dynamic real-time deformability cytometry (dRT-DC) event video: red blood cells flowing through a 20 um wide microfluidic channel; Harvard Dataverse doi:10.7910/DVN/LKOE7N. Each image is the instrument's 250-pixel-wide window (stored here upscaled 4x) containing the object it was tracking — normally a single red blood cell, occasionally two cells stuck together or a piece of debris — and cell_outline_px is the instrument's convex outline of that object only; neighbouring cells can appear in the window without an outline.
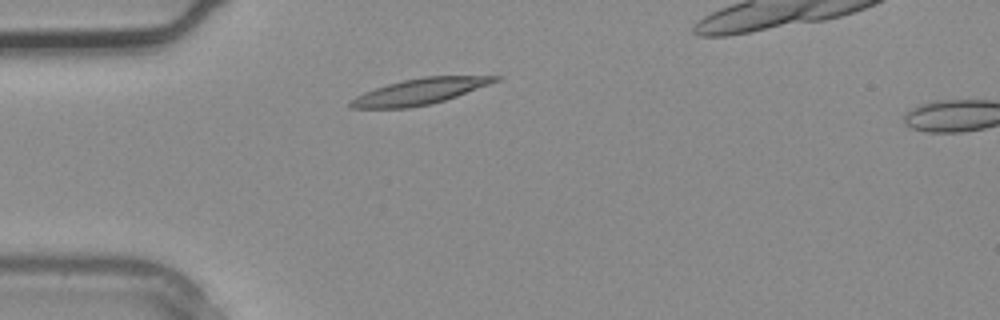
{"species": "common noctule bat (a hibernating species)", "species_latin": "Nyctalus noctula", "temperature_condition": "warm", "stored_images_in_passage": 3, "camera_frame_rate_fps": 3000, "um_per_image_px": 0.085, "animal": {"sex": "male", "body_mass_g": 20.4}, "frame": {"image": 1, "passage_image": 2, "time_ms": 0.333, "image_size_px": [1000, 320], "cell_outline_px": [[504, 76], [500, 80], [456, 96], [432, 104], [408, 108], [352, 108], [348, 104], [356, 96], [364, 92], [388, 84], [404, 80], [424, 76]], "centroid_in_image_um": [35.68, 7.77], "position_along_channel_um": 49.3, "area_um2": 21.56}}